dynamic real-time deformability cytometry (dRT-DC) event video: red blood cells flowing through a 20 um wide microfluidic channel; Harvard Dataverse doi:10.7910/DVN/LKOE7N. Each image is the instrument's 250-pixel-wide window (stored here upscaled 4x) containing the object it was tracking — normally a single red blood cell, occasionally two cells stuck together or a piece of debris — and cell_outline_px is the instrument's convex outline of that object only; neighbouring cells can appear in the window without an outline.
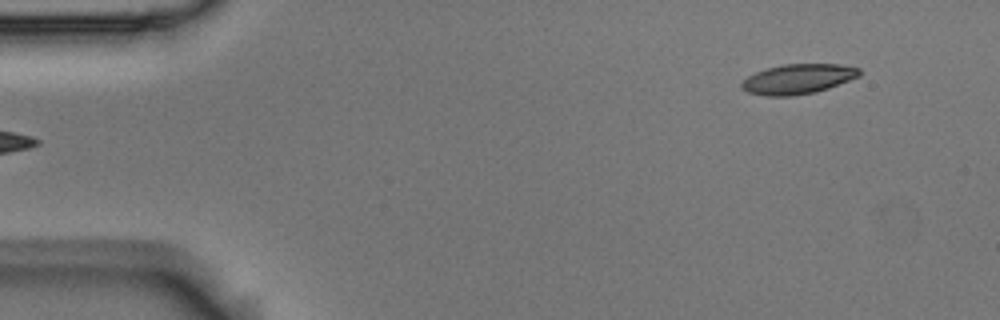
{"species": "Egyptian fruit bat (a non-hibernating species)", "species_latin": "Rousettus aegyptiacus", "temperature_condition": "room temperature", "stored_images_in_passage": 50, "camera_frame_rate_fps": 3000, "um_per_image_px": 0.085, "animal": {"sex": "male"}, "frame": {"image": 1, "passage_image": 1, "time_ms": 0.0, "image_size_px": [1000, 320], "cell_outline_px": [[860, 76], [828, 88], [816, 92], [792, 96], [768, 96], [748, 92], [740, 88], [740, 84], [748, 76], [756, 72], [768, 68], [784, 64], [840, 64], [860, 68]], "centroid_in_image_um": [67.83, 6.72], "position_along_channel_um": 17.2, "area_um2": 20.46}}
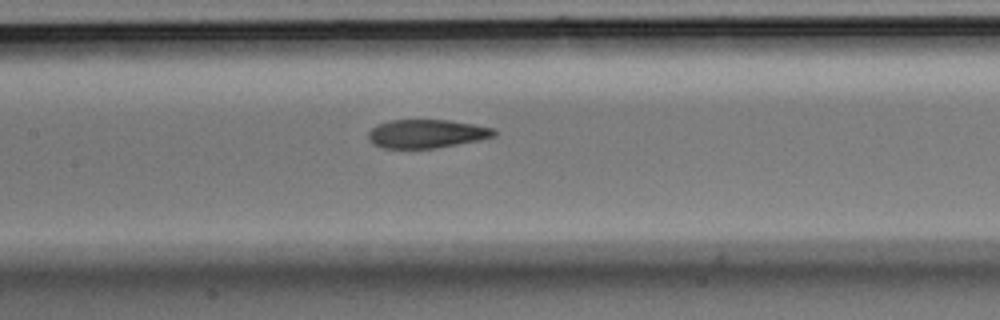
{"frame": {"image": 2, "passage_image": 21, "time_ms": 6.667, "image_size_px": [1000, 320], "cell_outline_px": [[496, 136], [480, 140], [436, 148], [380, 148], [372, 144], [368, 140], [368, 132], [372, 128], [388, 120], [448, 120], [496, 128]], "centroid_in_image_um": [36.26, 11.37], "position_along_channel_um": 171.1, "area_um2": 21.04}}
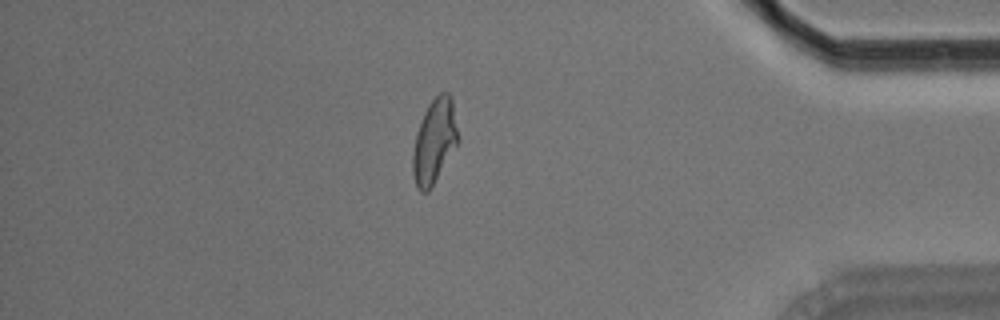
{"frame": {"image": 3, "passage_image": 42, "time_ms": 13.667, "image_size_px": [1000, 320], "cell_outline_px": [[460, 140], [428, 192], [420, 192], [416, 188], [412, 172], [412, 152], [416, 132], [424, 112], [428, 104], [440, 92], [448, 92], [452, 96]], "centroid_in_image_um": [36.92, 11.99], "position_along_channel_um": 398.3, "area_um2": 22.54}, "authors_computed_cell_mechanics": {"area_um2": 21.8195, "velocity_mm_per_s": 3.7299, "shape_relaxation_time_tau1_ms": 7.3548, "shape_relaxation_time_tau2_ms": 2.1687, "deformation_change_tau1": 0.2099, "deformation_change_tau2": 0.0913}}